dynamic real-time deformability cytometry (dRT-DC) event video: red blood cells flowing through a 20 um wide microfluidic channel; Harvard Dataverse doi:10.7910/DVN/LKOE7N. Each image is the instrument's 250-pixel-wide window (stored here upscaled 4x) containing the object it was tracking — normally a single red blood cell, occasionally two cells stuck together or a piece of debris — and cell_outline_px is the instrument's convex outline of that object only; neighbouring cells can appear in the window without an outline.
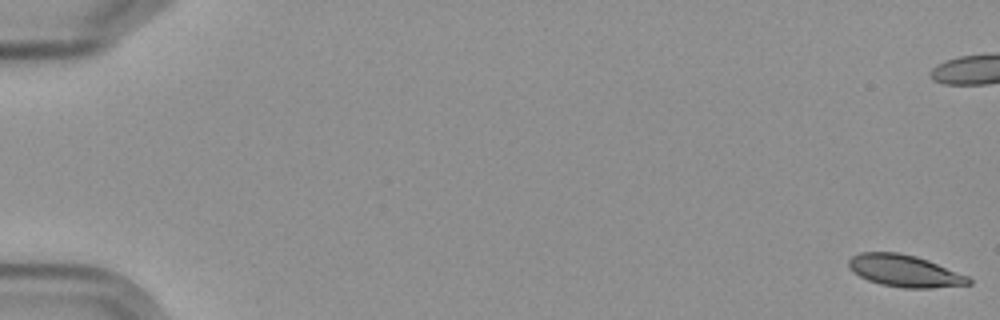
{"species": "Egyptian fruit bat (a non-hibernating species)", "species_latin": "Rousettus aegyptiacus", "temperature_condition": "cold", "stored_images_in_passage": 17, "camera_frame_rate_fps": 3000, "um_per_image_px": 0.085, "frame": {"image": 1, "passage_image": 1, "time_ms": 0.0, "image_size_px": [1000, 320], "cell_outline_px": [[972, 284], [932, 288], [904, 288], [880, 284], [868, 280], [852, 272], [848, 264], [848, 260], [852, 256], [860, 252], [900, 252], [916, 256], [928, 260], [968, 276], [972, 280]], "centroid_in_image_um": [76.89, 23.02], "position_along_channel_um": 8.1, "area_um2": 22.43}}
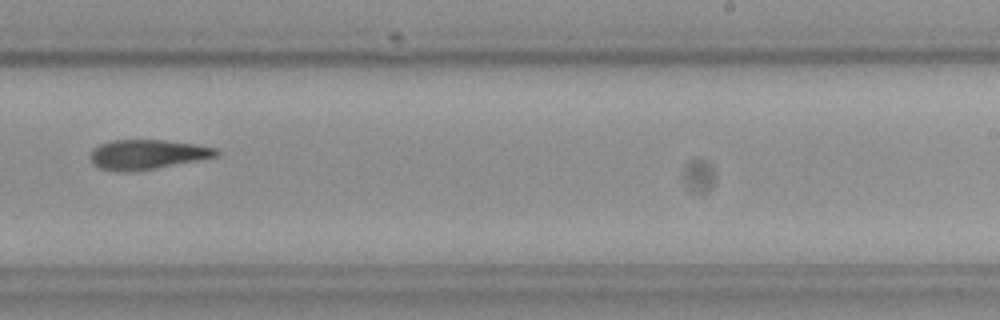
{"frame": {"image": 2, "passage_image": 12, "time_ms": 13.667, "image_size_px": [1000, 320], "cell_outline_px": [[220, 152], [216, 156], [156, 168], [100, 168], [92, 164], [92, 152], [100, 144], [112, 140], [164, 140], [196, 144], [216, 148]], "centroid_in_image_um": [12.59, 13.07], "position_along_channel_um": 276.4, "area_um2": 20.52}}
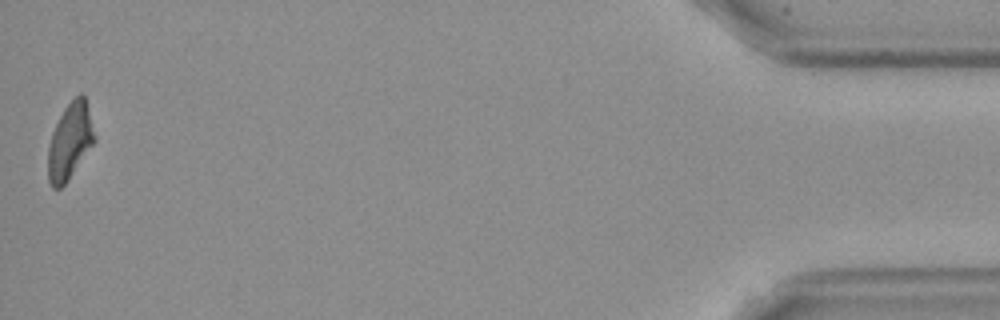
{"frame": {"image": 3, "passage_image": 17, "time_ms": 20.333, "image_size_px": [1000, 320], "cell_outline_px": [[96, 140], [68, 180], [60, 188], [52, 188], [48, 180], [48, 148], [52, 132], [64, 108], [80, 92], [84, 96], [96, 136]], "centroid_in_image_um": [5.94, 12.02], "position_along_channel_um": 429.3, "area_um2": 20.4}}